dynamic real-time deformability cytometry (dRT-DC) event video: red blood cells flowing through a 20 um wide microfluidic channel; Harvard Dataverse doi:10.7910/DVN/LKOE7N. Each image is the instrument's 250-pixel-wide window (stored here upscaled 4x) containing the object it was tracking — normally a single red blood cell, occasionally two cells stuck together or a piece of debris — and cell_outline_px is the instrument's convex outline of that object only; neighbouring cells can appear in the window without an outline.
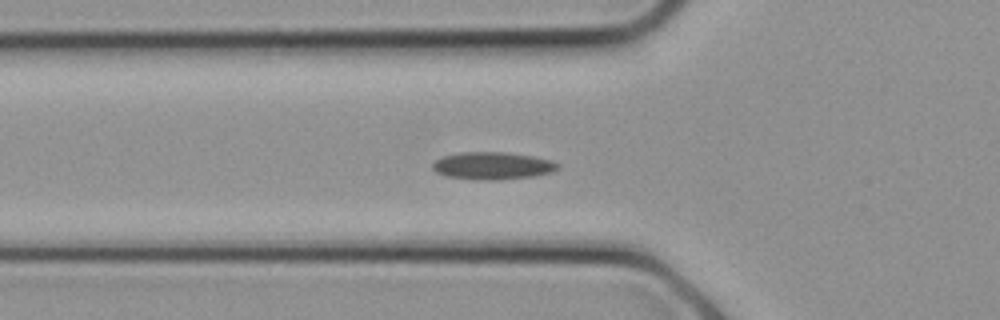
{"species": "common noctule bat (a hibernating species)", "species_latin": "Nyctalus noctula", "temperature_condition": "cold", "stored_images_in_passage": 9, "camera_frame_rate_fps": 3000, "um_per_image_px": 0.085, "animal": {"sex": "female", "body_mass_g": 21.9}, "frame": {"image": 1, "passage_image": 7, "time_ms": 2.0, "image_size_px": [1000, 320], "cell_outline_px": [[560, 168], [552, 172], [532, 176], [496, 180], [480, 180], [448, 176], [436, 172], [432, 168], [432, 164], [436, 160], [444, 156], [460, 152], [508, 152], [536, 156], [552, 160], [560, 164]], "centroid_in_image_um": [41.92, 14.08], "position_along_channel_um": 83.9, "area_um2": 20.11}}
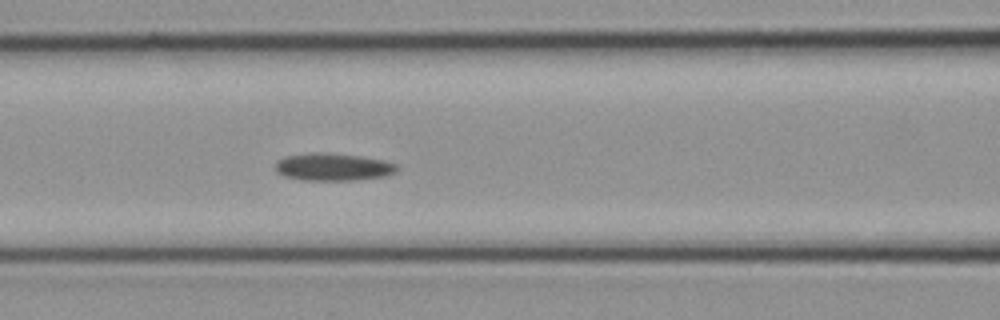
{"frame": {"image": 2, "passage_image": 9, "time_ms": 2.667, "image_size_px": [1000, 320], "cell_outline_px": [[400, 168], [396, 172], [384, 176], [356, 180], [300, 180], [284, 176], [276, 172], [276, 160], [284, 156], [312, 152], [320, 152], [360, 156], [384, 160], [396, 164]], "centroid_in_image_um": [28.29, 14.19], "position_along_channel_um": 138.3, "area_um2": 19.65}}